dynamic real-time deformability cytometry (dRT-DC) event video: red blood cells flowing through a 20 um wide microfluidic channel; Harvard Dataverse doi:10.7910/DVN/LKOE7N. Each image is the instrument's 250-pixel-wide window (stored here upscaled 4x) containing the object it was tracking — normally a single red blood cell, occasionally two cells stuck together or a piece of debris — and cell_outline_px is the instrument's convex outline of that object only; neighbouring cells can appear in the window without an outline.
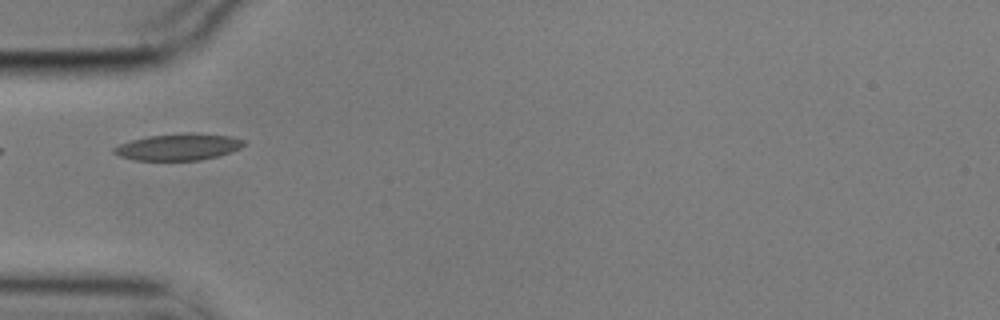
{"species": "common noctule bat (a hibernating species)", "species_latin": "Nyctalus noctula", "temperature_condition": "cold", "stored_images_in_passage": 26, "camera_frame_rate_fps": 3000, "um_per_image_px": 0.085, "animal": {"sex": "male", "body_mass_g": 17.9}, "frame": {"image": 1, "passage_image": 1, "time_ms": 0.0, "image_size_px": [1000, 320], "cell_outline_px": [[244, 144], [240, 148], [216, 156], [200, 160], [136, 160], [120, 156], [112, 152], [112, 148], [120, 144], [132, 140], [148, 136], [184, 132], [192, 132], [232, 136], [244, 140]], "centroid_in_image_um": [15.15, 12.47], "position_along_channel_um": 69.8, "area_um2": 20.11}}
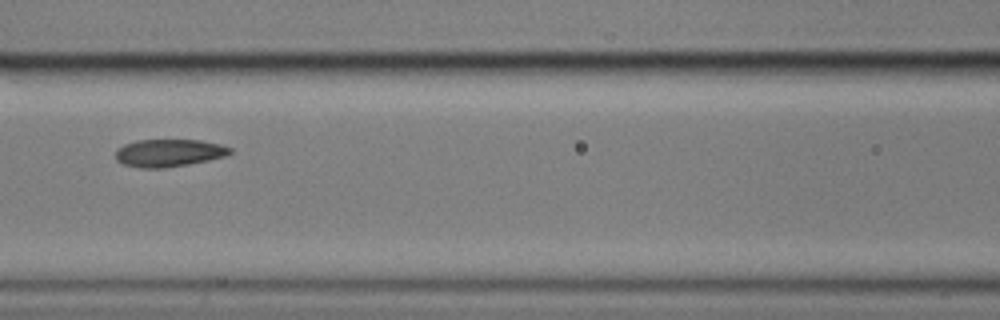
{"frame": {"image": 2, "passage_image": 8, "time_ms": 2.333, "image_size_px": [1000, 320], "cell_outline_px": [[232, 152], [224, 156], [208, 160], [188, 164], [164, 168], [140, 168], [124, 164], [116, 160], [116, 152], [124, 144], [136, 140], [200, 140], [220, 144], [232, 148]], "centroid_in_image_um": [14.36, 12.99], "position_along_channel_um": 152.2, "area_um2": 18.26}}
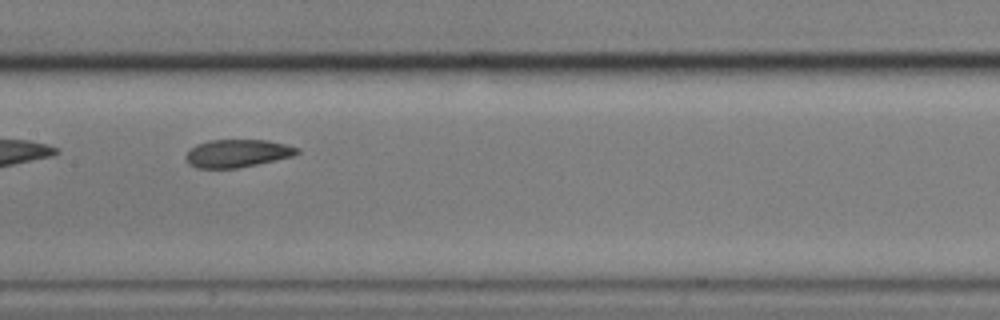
{"frame": {"image": 3, "passage_image": 11, "time_ms": 3.333, "image_size_px": [1000, 320], "cell_outline_px": [[300, 152], [292, 156], [256, 164], [236, 168], [196, 168], [188, 164], [184, 156], [196, 144], [208, 140], [268, 140], [300, 148]], "centroid_in_image_um": [20.14, 13.03], "position_along_channel_um": 187.3, "area_um2": 17.98}}